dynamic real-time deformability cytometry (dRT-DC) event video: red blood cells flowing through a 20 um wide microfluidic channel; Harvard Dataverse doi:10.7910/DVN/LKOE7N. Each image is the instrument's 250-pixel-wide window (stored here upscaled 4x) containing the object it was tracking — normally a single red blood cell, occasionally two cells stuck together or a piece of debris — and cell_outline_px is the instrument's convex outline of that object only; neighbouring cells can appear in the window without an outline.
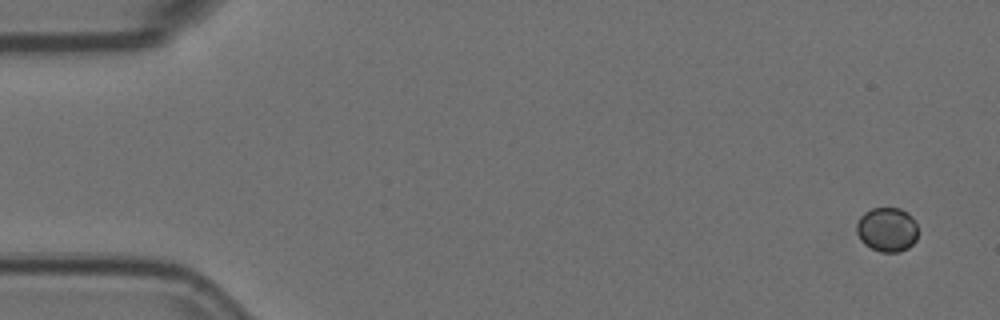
{"species": "Egyptian fruit bat (a non-hibernating species)", "species_latin": "Rousettus aegyptiacus", "temperature_condition": "room temperature", "stored_images_in_passage": 6, "camera_frame_rate_fps": 3000, "um_per_image_px": 0.085, "animal": {"sex": "female"}, "frame": {"image": 1, "passage_image": 1, "time_ms": 0.0, "image_size_px": [1000, 320], "cell_outline_px": [[916, 240], [908, 248], [900, 252], [880, 252], [864, 244], [860, 240], [856, 232], [856, 224], [860, 216], [864, 212], [872, 208], [900, 208], [908, 212], [912, 216], [916, 224]], "centroid_in_image_um": [75.38, 19.5], "position_along_channel_um": 9.6, "area_um2": 16.01}}